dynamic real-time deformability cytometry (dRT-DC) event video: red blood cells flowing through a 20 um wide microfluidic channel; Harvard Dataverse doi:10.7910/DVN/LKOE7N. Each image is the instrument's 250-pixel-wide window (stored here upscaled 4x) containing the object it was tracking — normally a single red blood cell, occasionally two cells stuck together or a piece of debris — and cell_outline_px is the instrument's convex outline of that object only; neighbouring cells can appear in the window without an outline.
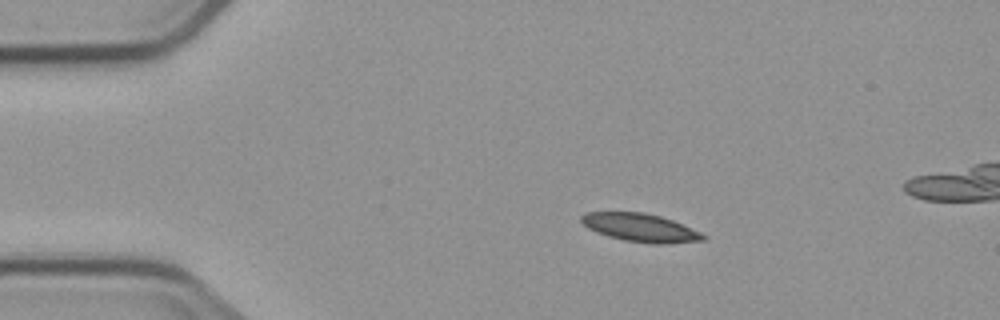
{"species": "common noctule bat (a hibernating species)", "species_latin": "Nyctalus noctula", "temperature_condition": "cold", "stored_images_in_passage": 5, "camera_frame_rate_fps": 3000, "um_per_image_px": 0.085, "animal": {"sex": "male", "body_mass_g": 23.1, "forearm_length_mm": 52.7}, "frame": {"image": 1, "passage_image": 1, "time_ms": 0.0, "image_size_px": [1000, 320], "cell_outline_px": [[708, 236], [704, 240], [664, 244], [652, 244], [624, 240], [608, 236], [596, 232], [588, 228], [580, 220], [580, 216], [588, 212], [644, 212], [660, 216], [672, 220], [700, 232]], "centroid_in_image_um": [54.43, 19.35], "position_along_channel_um": 30.6, "area_um2": 19.94}}
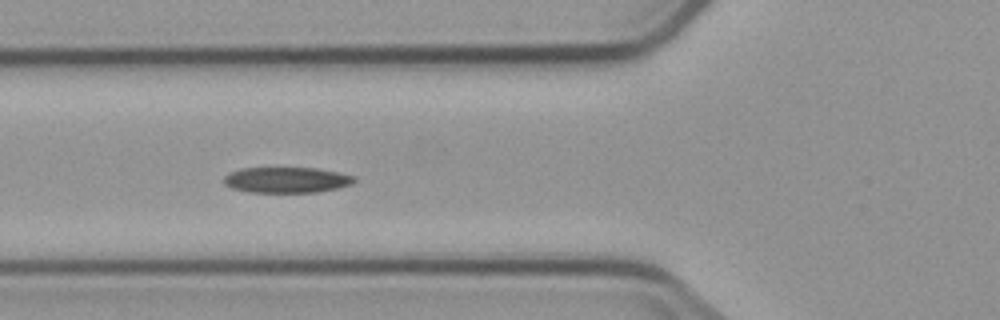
{"frame": {"image": 2, "passage_image": 4, "time_ms": 3.333, "image_size_px": [1000, 320], "cell_outline_px": [[356, 180], [352, 184], [336, 188], [316, 192], [248, 192], [232, 188], [224, 184], [224, 176], [240, 168], [316, 168], [356, 176]], "centroid_in_image_um": [24.36, 15.29], "position_along_channel_um": 101.4, "area_um2": 19.42}}
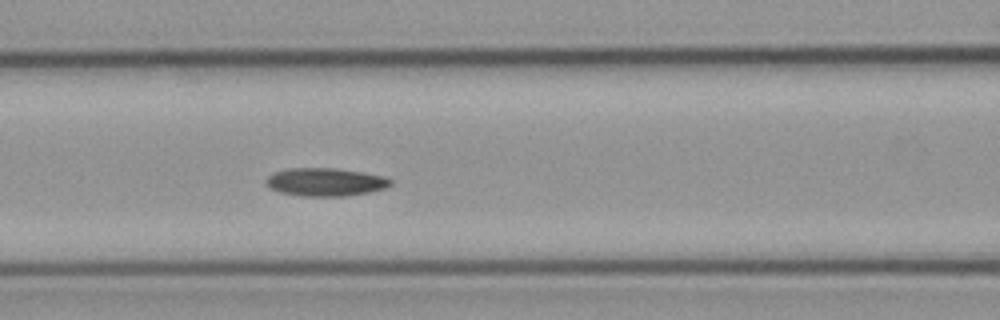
{"frame": {"image": 3, "passage_image": 5, "time_ms": 4.333, "image_size_px": [1000, 320], "cell_outline_px": [[392, 184], [384, 188], [368, 192], [344, 196], [300, 196], [280, 192], [272, 188], [268, 184], [268, 176], [276, 172], [288, 168], [336, 168], [384, 176], [392, 180]], "centroid_in_image_um": [27.69, 15.47], "position_along_channel_um": 138.9, "area_um2": 20.06}}